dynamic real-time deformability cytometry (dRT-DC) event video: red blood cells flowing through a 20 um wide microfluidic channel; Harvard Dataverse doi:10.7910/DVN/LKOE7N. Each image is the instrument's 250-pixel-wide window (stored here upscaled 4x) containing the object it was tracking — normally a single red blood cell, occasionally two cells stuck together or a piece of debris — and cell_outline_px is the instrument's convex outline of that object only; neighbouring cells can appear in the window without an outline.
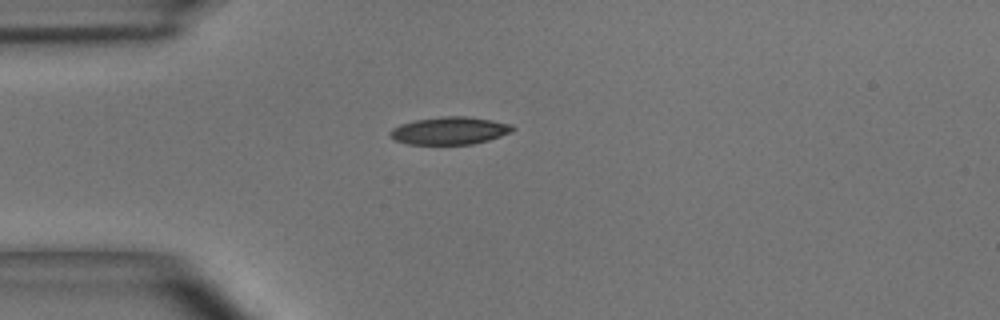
{"species": "common noctule bat (a hibernating species)", "species_latin": "Nyctalus noctula", "temperature_condition": "room temperature", "stored_images_in_passage": 1, "camera_frame_rate_fps": 3000, "um_per_image_px": 0.085, "animal": {"sex": "male", "body_mass_g": 15.6}, "frame": {"image": 1, "passage_image": 1, "time_ms": 0.0, "image_size_px": [1000, 320], "cell_outline_px": [[516, 128], [512, 132], [488, 140], [472, 144], [408, 144], [392, 140], [388, 136], [388, 132], [392, 128], [400, 124], [416, 120], [440, 116], [464, 116], [492, 120], [512, 124]], "centroid_in_image_um": [38.19, 11.11], "position_along_channel_um": 46.8, "area_um2": 19.88}}